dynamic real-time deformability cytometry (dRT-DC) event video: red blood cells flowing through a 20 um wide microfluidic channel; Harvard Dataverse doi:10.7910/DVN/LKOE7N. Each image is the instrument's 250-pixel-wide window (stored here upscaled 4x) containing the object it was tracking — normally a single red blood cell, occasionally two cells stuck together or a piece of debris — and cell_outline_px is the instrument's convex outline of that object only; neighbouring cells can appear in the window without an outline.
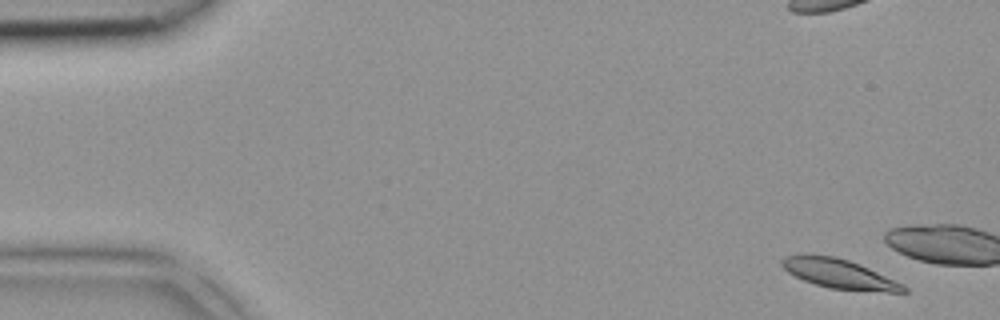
{"species": "common noctule bat (a hibernating species)", "species_latin": "Nyctalus noctula", "temperature_condition": "room temperature", "stored_images_in_passage": 4, "camera_frame_rate_fps": 3000, "um_per_image_px": 0.085, "animal": {"sex": "female", "body_mass_g": 18.4}, "frame": {"image": 1, "passage_image": 1, "time_ms": 0.0, "image_size_px": [1000, 320], "cell_outline_px": [[908, 292], [884, 292], [828, 288], [804, 280], [788, 272], [780, 264], [780, 260], [784, 256], [836, 256], [848, 260], [868, 268], [904, 284], [908, 288]], "centroid_in_image_um": [71.38, 23.3], "position_along_channel_um": 13.6, "area_um2": 20.4}}